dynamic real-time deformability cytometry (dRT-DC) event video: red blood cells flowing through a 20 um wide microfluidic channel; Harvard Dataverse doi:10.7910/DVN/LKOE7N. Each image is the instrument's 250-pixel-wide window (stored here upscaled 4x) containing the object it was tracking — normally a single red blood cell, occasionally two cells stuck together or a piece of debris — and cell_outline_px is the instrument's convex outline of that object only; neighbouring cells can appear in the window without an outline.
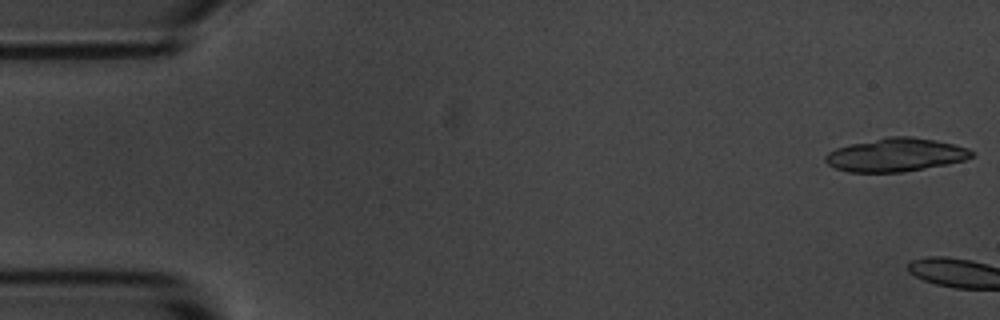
{"species": "common noctule bat (a hibernating species)", "species_latin": "Nyctalus noctula", "temperature_condition": "room temperature", "stored_images_in_passage": 12, "camera_frame_rate_fps": 3000, "um_per_image_px": 0.085, "animal": {"sex": "male", "body_mass_g": 20.1, "forearm_length_mm": 53.5}, "frame": {"image": 1, "passage_image": 1, "time_ms": 0.0, "image_size_px": [1000, 320], "cell_outline_px": [[976, 156], [964, 160], [948, 164], [904, 172], [848, 172], [836, 168], [828, 164], [824, 160], [824, 156], [828, 152], [836, 148], [852, 144], [888, 136], [912, 136], [936, 140], [968, 148], [976, 152]], "centroid_in_image_um": [76.17, 13.16], "position_along_channel_um": 8.8, "area_um2": 28.55}}